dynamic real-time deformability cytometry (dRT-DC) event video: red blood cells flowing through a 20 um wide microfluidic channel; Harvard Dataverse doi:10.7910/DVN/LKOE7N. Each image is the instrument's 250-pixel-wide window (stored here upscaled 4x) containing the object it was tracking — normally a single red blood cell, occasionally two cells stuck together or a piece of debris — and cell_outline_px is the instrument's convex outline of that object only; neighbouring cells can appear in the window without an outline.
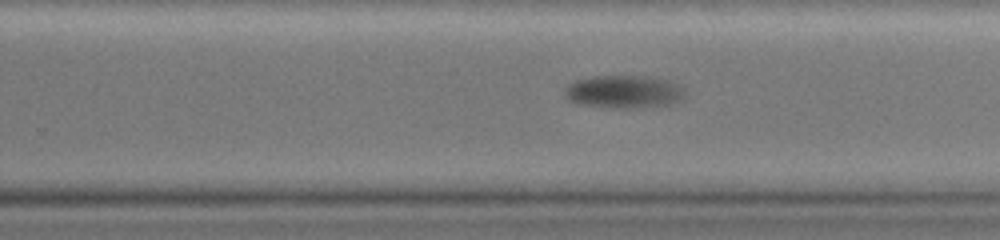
{"species": "common noctule bat (a hibernating species)", "species_latin": "Nyctalus noctula", "temperature_condition": "warm", "stored_images_in_passage": 48, "camera_frame_rate_fps": 3000, "um_per_image_px": 0.085, "animal": {"sex": "female", "body_mass_g": 19.0, "forearm_length_mm": 51.5}, "frame": {"image": 1, "passage_image": 24, "time_ms": 7.667, "image_size_px": [1000, 240], "cell_outline_px": [[684, 96], [680, 100], [672, 104], [632, 108], [616, 108], [580, 104], [568, 100], [564, 96], [564, 88], [568, 84], [576, 80], [592, 76], [648, 76], [668, 80], [680, 84], [684, 88]], "centroid_in_image_um": [53.02, 7.79], "position_along_channel_um": 276.8, "area_um2": 23.24}}
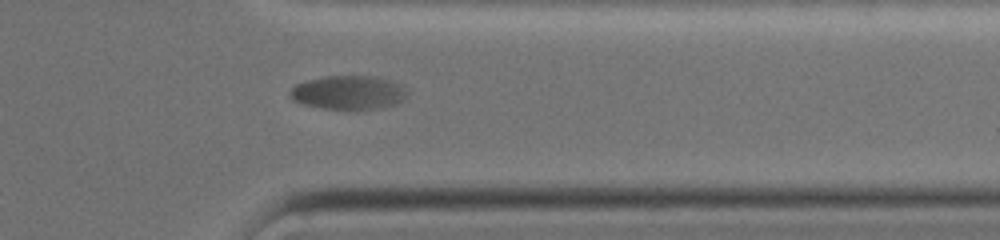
{"frame": {"image": 2, "passage_image": 35, "time_ms": 11.333, "image_size_px": [1000, 240], "cell_outline_px": [[408, 92], [404, 100], [392, 104], [376, 108], [320, 108], [304, 104], [292, 100], [288, 96], [288, 92], [296, 84], [308, 80], [324, 76], [372, 76], [392, 80], [400, 84]], "centroid_in_image_um": [29.58, 7.84], "position_along_channel_um": 381.8, "area_um2": 22.83}}
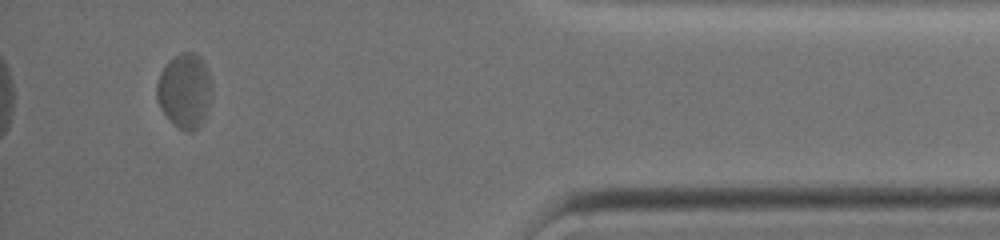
{"frame": {"image": 3, "passage_image": 43, "time_ms": 14.0, "image_size_px": [1000, 240], "cell_outline_px": [[212, 96], [204, 120], [192, 132], [184, 132], [160, 108], [156, 96], [156, 84], [160, 72], [168, 60], [180, 52], [196, 52], [204, 60], [208, 68], [212, 84]], "centroid_in_image_um": [15.72, 7.66], "position_along_channel_um": 419.5, "area_um2": 24.33}}